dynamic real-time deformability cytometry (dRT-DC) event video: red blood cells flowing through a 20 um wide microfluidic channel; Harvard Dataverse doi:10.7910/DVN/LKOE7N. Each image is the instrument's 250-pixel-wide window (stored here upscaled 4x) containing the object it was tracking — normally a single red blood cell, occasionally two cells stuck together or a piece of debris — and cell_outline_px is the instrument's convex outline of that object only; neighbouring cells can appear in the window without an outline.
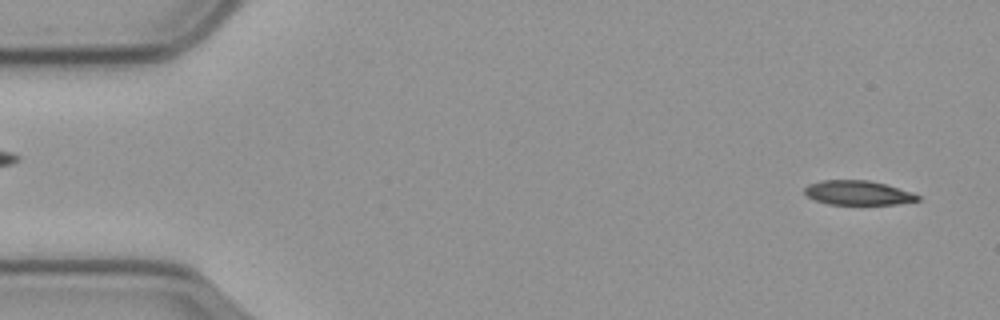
{"species": "common noctule bat (a hibernating species)", "species_latin": "Nyctalus noctula", "temperature_condition": "cold", "stored_images_in_passage": 56, "camera_frame_rate_fps": 3000, "um_per_image_px": 0.085, "animal": {"sex": "male", "body_mass_g": 23.1, "forearm_length_mm": 52.7}, "frame": {"image": 1, "passage_image": 2, "time_ms": 0.333, "image_size_px": [1000, 320], "cell_outline_px": [[920, 200], [896, 204], [828, 204], [816, 200], [808, 196], [804, 192], [804, 188], [808, 184], [820, 180], [868, 180], [884, 184], [912, 192], [920, 196]], "centroid_in_image_um": [72.91, 16.38], "position_along_channel_um": 12.1, "area_um2": 15.95}}
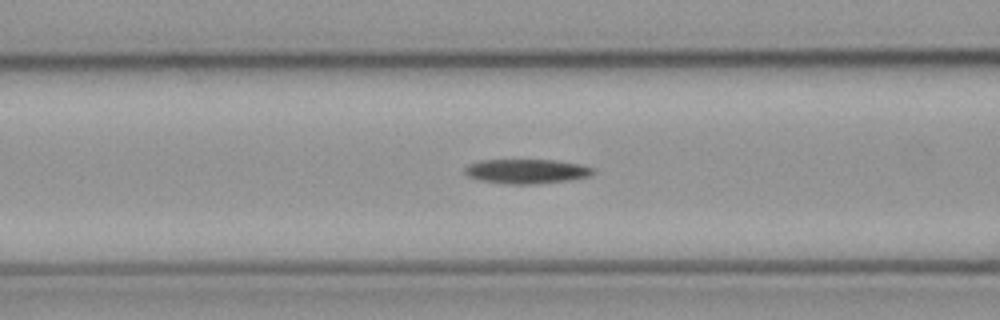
{"frame": {"image": 2, "passage_image": 21, "time_ms": 6.667, "image_size_px": [1000, 320], "cell_outline_px": [[596, 172], [588, 176], [568, 180], [536, 184], [508, 184], [480, 180], [468, 176], [464, 172], [464, 168], [468, 164], [480, 160], [552, 160], [580, 164], [592, 168]], "centroid_in_image_um": [44.72, 14.56], "position_along_channel_um": 121.9, "area_um2": 18.21}}
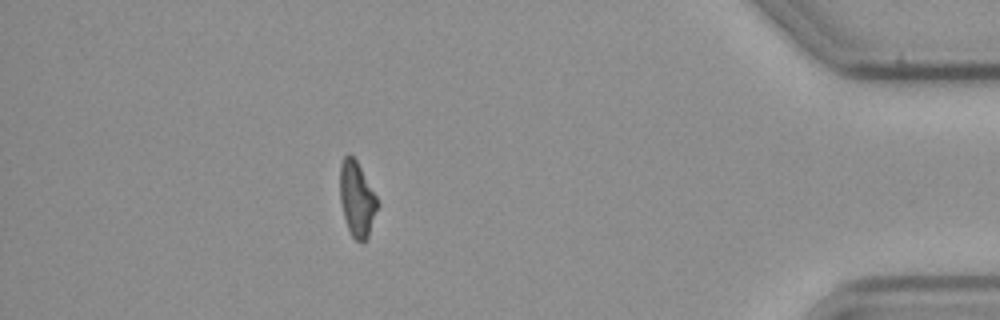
{"frame": {"image": 3, "passage_image": 49, "time_ms": 16.0, "image_size_px": [1000, 320], "cell_outline_px": [[380, 204], [368, 236], [364, 244], [360, 244], [352, 236], [348, 228], [344, 216], [340, 200], [340, 164], [344, 156], [348, 152], [356, 160], [376, 196]], "centroid_in_image_um": [30.34, 16.94], "position_along_channel_um": 404.9, "area_um2": 16.47}}